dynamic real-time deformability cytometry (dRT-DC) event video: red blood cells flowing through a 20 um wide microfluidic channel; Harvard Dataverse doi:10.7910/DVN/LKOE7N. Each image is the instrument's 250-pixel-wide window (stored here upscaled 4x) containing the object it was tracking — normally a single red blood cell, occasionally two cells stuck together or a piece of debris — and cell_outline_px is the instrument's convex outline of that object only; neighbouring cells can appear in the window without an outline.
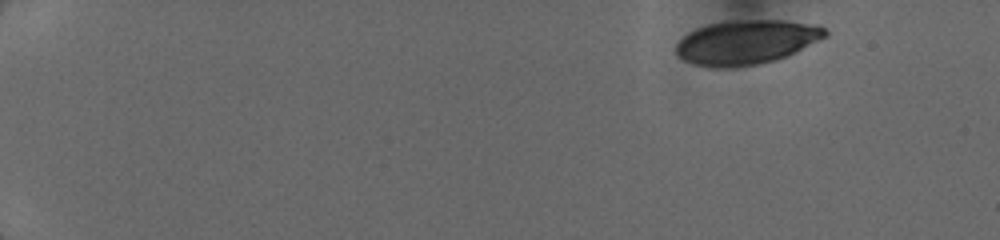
{"species": "human", "species_latin": "Homo sapiens", "temperature_condition": "cold", "stored_images_in_passage": 40, "camera_frame_rate_fps": 3000, "um_per_image_px": 0.085, "donor": {"sex": "female"}, "frame": {"image": 1, "passage_image": 1, "time_ms": 0.0, "image_size_px": [1000, 240], "cell_outline_px": [[828, 36], [776, 60], [756, 64], [732, 68], [716, 68], [696, 64], [684, 60], [676, 52], [676, 44], [688, 32], [696, 28], [708, 24], [740, 20], [784, 20], [816, 24], [824, 28], [828, 32]], "centroid_in_image_um": [63.45, 3.58], "position_along_channel_um": 21.6, "area_um2": 38.26}}
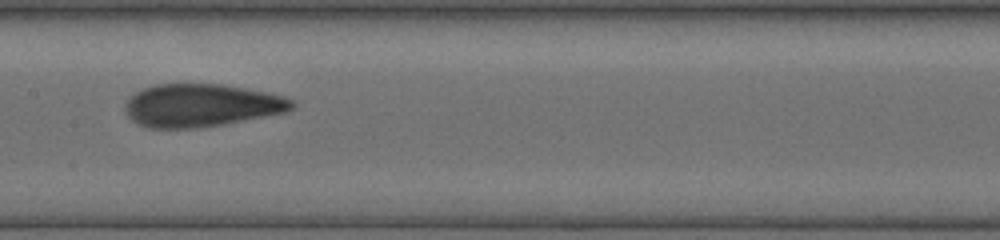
{"frame": {"image": 2, "passage_image": 23, "time_ms": 7.667, "image_size_px": [1000, 240], "cell_outline_px": [[296, 104], [288, 112], [224, 124], [196, 128], [148, 128], [132, 120], [128, 116], [124, 108], [124, 104], [136, 92], [144, 88], [156, 84], [224, 84], [284, 96], [296, 100]], "centroid_in_image_um": [17.14, 8.96], "position_along_channel_um": 190.3, "area_um2": 41.73}}
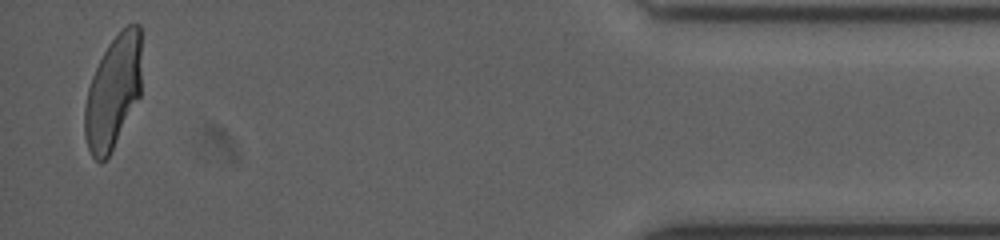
{"frame": {"image": 3, "passage_image": 39, "time_ms": 14.667, "image_size_px": [1000, 240], "cell_outline_px": [[140, 96], [108, 156], [100, 164], [92, 156], [88, 148], [84, 136], [84, 104], [88, 88], [92, 76], [108, 44], [128, 24], [140, 24]], "centroid_in_image_um": [9.59, 7.85], "position_along_channel_um": 425.6, "area_um2": 37.05}}